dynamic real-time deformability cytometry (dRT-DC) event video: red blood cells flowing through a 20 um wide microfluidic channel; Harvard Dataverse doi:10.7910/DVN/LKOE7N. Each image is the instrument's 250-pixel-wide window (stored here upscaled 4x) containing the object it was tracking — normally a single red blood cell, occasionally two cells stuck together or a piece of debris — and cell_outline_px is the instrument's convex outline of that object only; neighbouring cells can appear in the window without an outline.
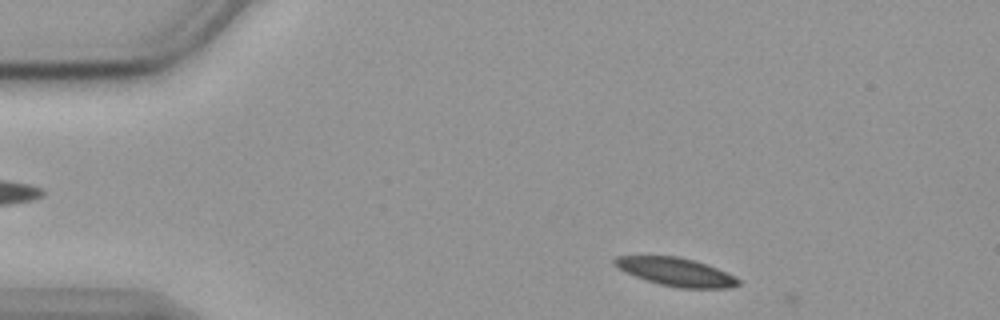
{"species": "common noctule bat (a hibernating species)", "species_latin": "Nyctalus noctula", "temperature_condition": "cold", "stored_images_in_passage": 4, "camera_frame_rate_fps": 3000, "um_per_image_px": 0.085, "animal": {"sex": "female", "body_mass_g": 19.9}, "frame": {"image": 1, "passage_image": 3, "time_ms": 0.667, "image_size_px": [1000, 320], "cell_outline_px": [[740, 284], [728, 288], [676, 288], [660, 284], [624, 272], [612, 264], [612, 260], [616, 256], [680, 256], [696, 260], [736, 276], [740, 280]], "centroid_in_image_um": [57.45, 23.1], "position_along_channel_um": 27.5, "area_um2": 20.46}}